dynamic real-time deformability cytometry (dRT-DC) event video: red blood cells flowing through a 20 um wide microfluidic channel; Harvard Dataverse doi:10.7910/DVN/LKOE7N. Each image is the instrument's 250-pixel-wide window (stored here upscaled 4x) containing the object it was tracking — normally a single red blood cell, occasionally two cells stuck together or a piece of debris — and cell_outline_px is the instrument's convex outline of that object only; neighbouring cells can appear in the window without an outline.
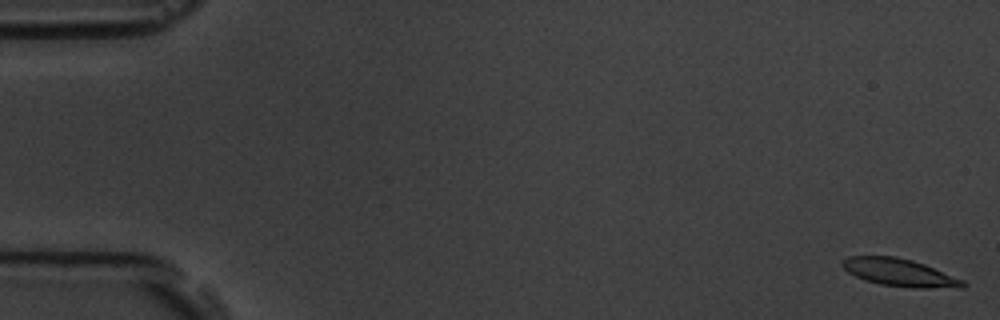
{"species": "common noctule bat (a hibernating species)", "species_latin": "Nyctalus noctula", "temperature_condition": "room temperature", "stored_images_in_passage": 8, "camera_frame_rate_fps": 3000, "um_per_image_px": 0.085, "animal": {"sex": "male", "body_mass_g": 19.5, "forearm_length_mm": 54.6}, "frame": {"image": 1, "passage_image": 1, "time_ms": 0.0, "image_size_px": [1000, 320], "cell_outline_px": [[968, 284], [964, 288], [912, 288], [880, 284], [864, 280], [848, 272], [840, 264], [848, 256], [896, 256], [912, 260], [924, 264], [964, 280]], "centroid_in_image_um": [76.5, 23.17], "position_along_channel_um": 8.5, "area_um2": 19.48}}
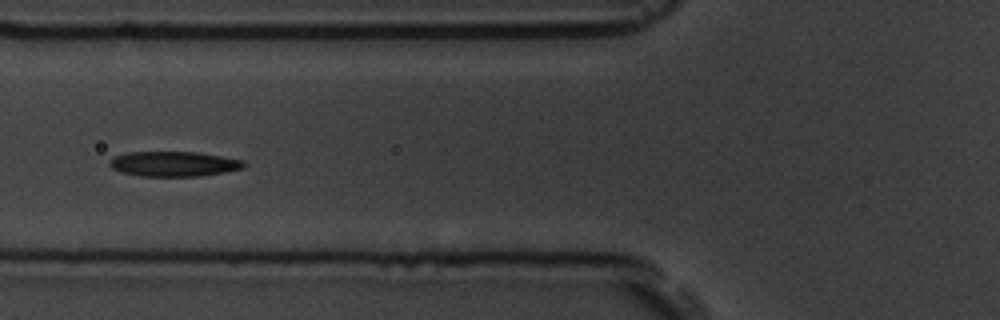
{"frame": {"image": 2, "passage_image": 7, "time_ms": 7.0, "image_size_px": [1000, 320], "cell_outline_px": [[248, 164], [244, 168], [224, 172], [200, 176], [140, 176], [120, 172], [112, 168], [108, 164], [108, 160], [112, 156], [128, 152], [200, 152], [244, 160]], "centroid_in_image_um": [14.77, 13.92], "position_along_channel_um": 111.0, "area_um2": 19.88}}
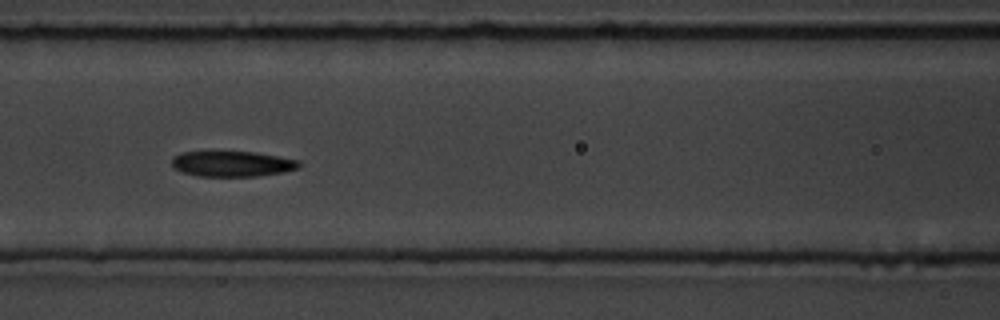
{"frame": {"image": 3, "passage_image": 8, "time_ms": 8.0, "image_size_px": [1000, 320], "cell_outline_px": [[300, 168], [284, 172], [256, 176], [200, 176], [180, 172], [172, 164], [172, 156], [180, 152], [252, 152], [300, 160]], "centroid_in_image_um": [19.73, 13.93], "position_along_channel_um": 146.9, "area_um2": 18.84}}